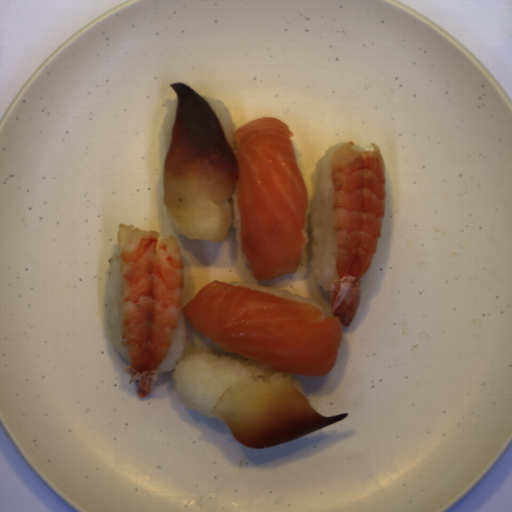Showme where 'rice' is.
<instances>
[{"label": "rice", "instance_id": "7", "mask_svg": "<svg viewBox=\"0 0 512 512\" xmlns=\"http://www.w3.org/2000/svg\"><path fill=\"white\" fill-rule=\"evenodd\" d=\"M219 204L225 206L230 213V219L228 223V229L229 228H236V237L241 245V216L238 208L237 203V196H236V183L232 189L231 196L223 201H218Z\"/></svg>", "mask_w": 512, "mask_h": 512}, {"label": "rice", "instance_id": "4", "mask_svg": "<svg viewBox=\"0 0 512 512\" xmlns=\"http://www.w3.org/2000/svg\"><path fill=\"white\" fill-rule=\"evenodd\" d=\"M200 96L211 106V108L215 112V114L221 124L223 133H224L230 147L232 148L233 152L235 153V151L237 149L236 141H235L236 127H235V122L230 114L229 108L225 104H223L219 99L215 98L212 95H200Z\"/></svg>", "mask_w": 512, "mask_h": 512}, {"label": "rice", "instance_id": "10", "mask_svg": "<svg viewBox=\"0 0 512 512\" xmlns=\"http://www.w3.org/2000/svg\"><path fill=\"white\" fill-rule=\"evenodd\" d=\"M291 382L293 384V386L299 391L301 392L306 398H307V394H306V391H305V386H303L297 379H295L293 376H292V379H291Z\"/></svg>", "mask_w": 512, "mask_h": 512}, {"label": "rice", "instance_id": "9", "mask_svg": "<svg viewBox=\"0 0 512 512\" xmlns=\"http://www.w3.org/2000/svg\"><path fill=\"white\" fill-rule=\"evenodd\" d=\"M165 211H166L170 226L174 230V232L177 235H184L183 232L181 231V229L179 228V226L177 225V223L175 222V220L173 219V217L171 216V214L169 213L166 205H165Z\"/></svg>", "mask_w": 512, "mask_h": 512}, {"label": "rice", "instance_id": "8", "mask_svg": "<svg viewBox=\"0 0 512 512\" xmlns=\"http://www.w3.org/2000/svg\"><path fill=\"white\" fill-rule=\"evenodd\" d=\"M183 257V285H182V302H181V311L182 308L194 297V277L192 273V269L187 261V259Z\"/></svg>", "mask_w": 512, "mask_h": 512}, {"label": "rice", "instance_id": "1", "mask_svg": "<svg viewBox=\"0 0 512 512\" xmlns=\"http://www.w3.org/2000/svg\"><path fill=\"white\" fill-rule=\"evenodd\" d=\"M187 340V318L181 312L170 349L157 367V374L173 371L174 390L185 405L200 415L223 421L212 411L227 389L247 379L265 381L275 374V370L259 367L240 355L197 352L184 357Z\"/></svg>", "mask_w": 512, "mask_h": 512}, {"label": "rice", "instance_id": "2", "mask_svg": "<svg viewBox=\"0 0 512 512\" xmlns=\"http://www.w3.org/2000/svg\"><path fill=\"white\" fill-rule=\"evenodd\" d=\"M347 141H340L329 147L316 162L311 174L313 202L310 208V267L316 283L330 292L331 284L337 278L335 268L334 240V187L332 180V154Z\"/></svg>", "mask_w": 512, "mask_h": 512}, {"label": "rice", "instance_id": "6", "mask_svg": "<svg viewBox=\"0 0 512 512\" xmlns=\"http://www.w3.org/2000/svg\"><path fill=\"white\" fill-rule=\"evenodd\" d=\"M178 97L174 99L167 107L161 128V145H160V158L162 168L164 169L165 160L170 148L173 132V124L175 120L176 108H177Z\"/></svg>", "mask_w": 512, "mask_h": 512}, {"label": "rice", "instance_id": "5", "mask_svg": "<svg viewBox=\"0 0 512 512\" xmlns=\"http://www.w3.org/2000/svg\"><path fill=\"white\" fill-rule=\"evenodd\" d=\"M228 284H235V285L249 288L254 291L269 292L278 297H283V298L306 302V303L312 304V305L320 308L322 310L321 315L326 316L324 308L318 302H316L314 299H311L309 297H306L304 295H300L297 293H291L290 290L265 287L264 284H260V283H257V282L251 281V280H233V281L229 282Z\"/></svg>", "mask_w": 512, "mask_h": 512}, {"label": "rice", "instance_id": "3", "mask_svg": "<svg viewBox=\"0 0 512 512\" xmlns=\"http://www.w3.org/2000/svg\"><path fill=\"white\" fill-rule=\"evenodd\" d=\"M117 248L111 257L108 270L107 325L111 344L130 363L128 350L122 344L121 288Z\"/></svg>", "mask_w": 512, "mask_h": 512}]
</instances>
